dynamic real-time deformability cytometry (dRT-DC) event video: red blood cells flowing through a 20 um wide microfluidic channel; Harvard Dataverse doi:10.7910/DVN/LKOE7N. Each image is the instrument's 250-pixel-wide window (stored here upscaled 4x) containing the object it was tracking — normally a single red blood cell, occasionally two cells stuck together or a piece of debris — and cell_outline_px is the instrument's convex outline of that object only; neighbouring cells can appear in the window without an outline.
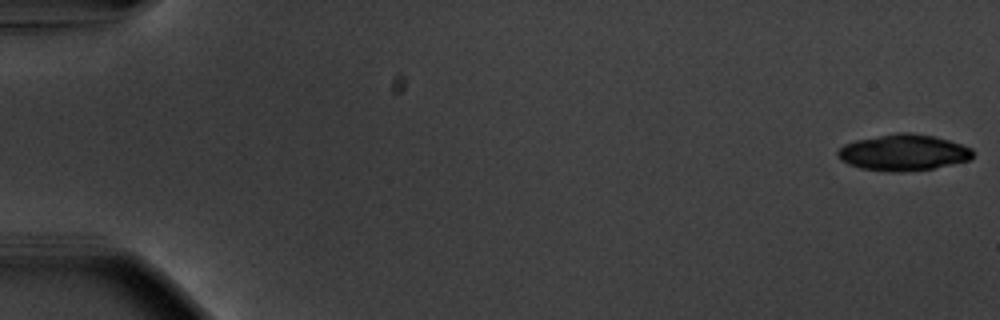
{"species": "common noctule bat (a hibernating species)", "species_latin": "Nyctalus noctula", "temperature_condition": "warm", "stored_images_in_passage": 55, "camera_frame_rate_fps": 3000, "um_per_image_px": 0.085, "animal": {"sex": "male", "body_mass_g": 20.1, "forearm_length_mm": 53.5}, "frame": {"image": 1, "passage_image": 1, "time_ms": 0.0, "image_size_px": [1000, 320], "cell_outline_px": [[972, 156], [968, 160], [952, 164], [932, 168], [900, 172], [888, 172], [860, 168], [848, 164], [840, 160], [836, 156], [836, 152], [844, 144], [856, 140], [896, 132], [908, 132], [936, 136], [972, 148]], "centroid_in_image_um": [76.74, 12.96], "position_along_channel_um": 8.3, "area_um2": 28.55}}